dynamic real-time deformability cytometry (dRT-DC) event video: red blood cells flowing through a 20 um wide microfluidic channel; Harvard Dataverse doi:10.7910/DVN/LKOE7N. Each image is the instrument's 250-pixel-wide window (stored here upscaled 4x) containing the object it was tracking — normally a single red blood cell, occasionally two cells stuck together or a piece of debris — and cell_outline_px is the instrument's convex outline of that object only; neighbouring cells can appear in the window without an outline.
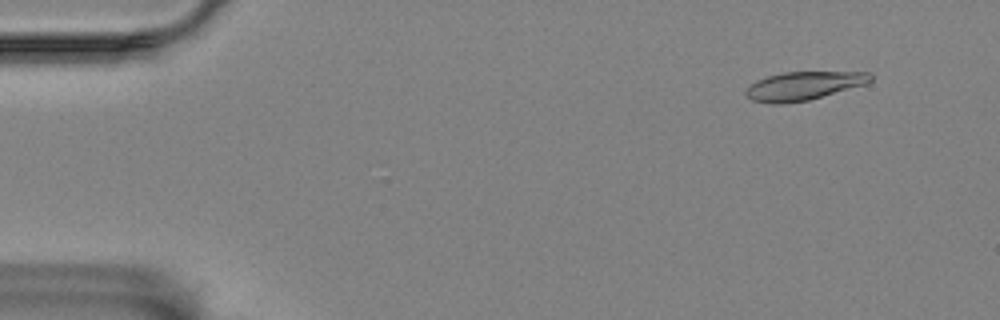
{"species": "Egyptian fruit bat (a non-hibernating species)", "species_latin": "Rousettus aegyptiacus", "temperature_condition": "room temperature", "stored_images_in_passage": 57, "camera_frame_rate_fps": 3000, "um_per_image_px": 0.085, "animal": {"sex": "female"}, "frame": {"image": 1, "passage_image": 5, "time_ms": 1.333, "image_size_px": [1000, 320], "cell_outline_px": [[872, 80], [864, 84], [808, 100], [780, 104], [772, 104], [752, 100], [744, 92], [756, 80], [780, 72], [868, 72], [872, 76]], "centroid_in_image_um": [68.27, 7.29], "position_along_channel_um": 16.7, "area_um2": 20.35}}
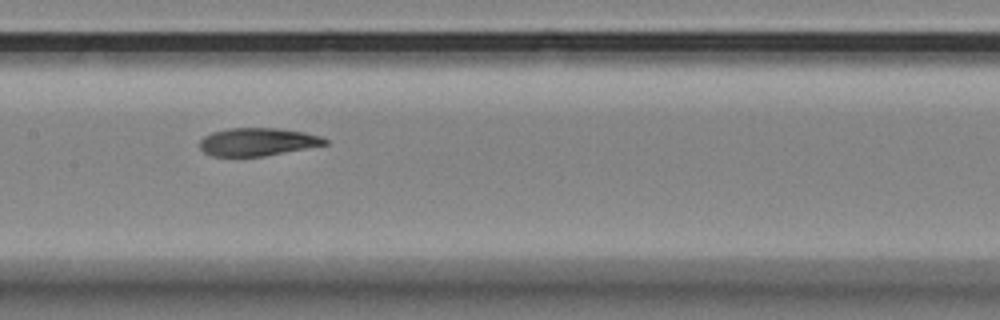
{"frame": {"image": 2, "passage_image": 28, "time_ms": 9.0, "image_size_px": [1000, 320], "cell_outline_px": [[328, 144], [264, 156], [212, 156], [204, 152], [200, 148], [200, 140], [204, 136], [212, 132], [228, 128], [276, 128], [304, 132], [320, 136], [328, 140]], "centroid_in_image_um": [21.88, 12.05], "position_along_channel_um": 185.5, "area_um2": 20.29}}
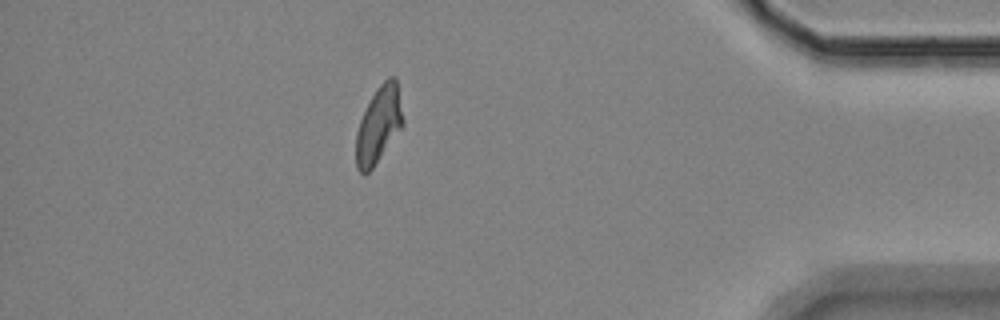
{"frame": {"image": 3, "passage_image": 50, "time_ms": 16.333, "image_size_px": [1000, 320], "cell_outline_px": [[404, 124], [372, 168], [368, 172], [360, 172], [356, 168], [356, 132], [360, 120], [376, 88], [388, 76], [396, 76], [404, 120]], "centroid_in_image_um": [32.2, 10.57], "position_along_channel_um": 403.0, "area_um2": 20.69}, "authors_computed_cell_mechanics": {"area_um2": 21.2126, "velocity_mm_per_s": 3.5113, "shape_relaxation_time_tau1_ms": 3.9962, "shape_relaxation_time_tau2_ms": 2.2023, "deformation_change_tau1": 0.1674, "deformation_change_tau2": 0.0882}}